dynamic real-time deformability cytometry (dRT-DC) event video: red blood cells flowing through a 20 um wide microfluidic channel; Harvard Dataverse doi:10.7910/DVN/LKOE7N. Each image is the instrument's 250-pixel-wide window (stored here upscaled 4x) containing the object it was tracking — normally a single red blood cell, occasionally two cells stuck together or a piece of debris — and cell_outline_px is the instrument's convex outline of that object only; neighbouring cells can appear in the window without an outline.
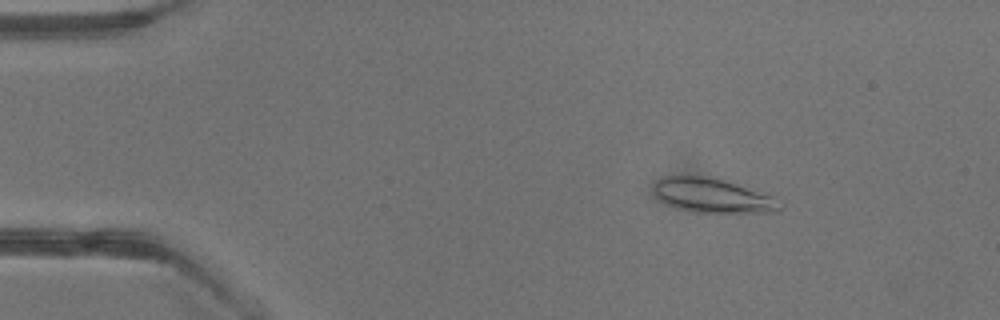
{"species": "common noctule bat (a hibernating species)", "species_latin": "Nyctalus noctula", "temperature_condition": "warm", "stored_images_in_passage": 3, "camera_frame_rate_fps": 3000, "um_per_image_px": 0.085, "animal": {"sex": "male", "body_mass_g": 13.3}, "frame": {"image": 1, "passage_image": 2, "time_ms": 1.0, "image_size_px": [1000, 320], "cell_outline_px": [[784, 204], [776, 212], [696, 212], [680, 208], [668, 204], [660, 200], [656, 196], [656, 180], [664, 176], [716, 176], [776, 196]], "centroid_in_image_um": [60.68, 16.6], "position_along_channel_um": 24.3, "area_um2": 25.49}}